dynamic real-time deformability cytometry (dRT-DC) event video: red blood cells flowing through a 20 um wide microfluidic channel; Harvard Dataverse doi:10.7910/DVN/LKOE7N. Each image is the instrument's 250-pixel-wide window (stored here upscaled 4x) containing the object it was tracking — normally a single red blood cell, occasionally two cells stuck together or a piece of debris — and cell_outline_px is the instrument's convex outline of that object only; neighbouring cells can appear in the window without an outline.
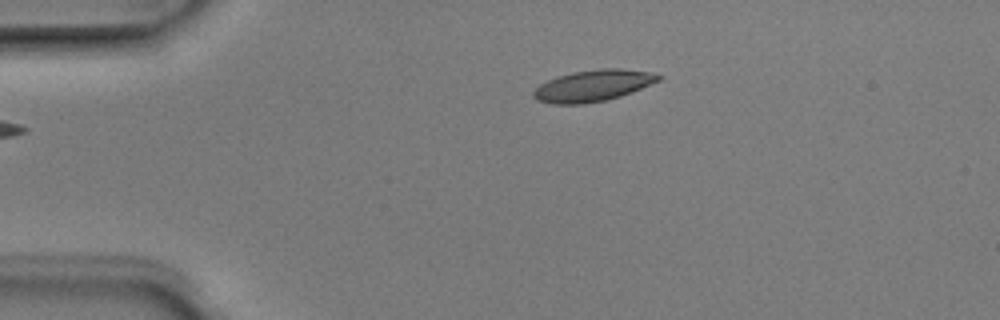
{"species": "Egyptian fruit bat (a non-hibernating species)", "species_latin": "Rousettus aegyptiacus", "temperature_condition": "room temperature", "stored_images_in_passage": 2, "camera_frame_rate_fps": 3000, "um_per_image_px": 0.085, "animal": {"sex": "male"}, "frame": {"image": 1, "passage_image": 2, "time_ms": 0.333, "image_size_px": [1000, 320], "cell_outline_px": [[664, 76], [660, 80], [620, 96], [604, 100], [584, 104], [552, 104], [536, 100], [532, 96], [532, 92], [540, 84], [556, 76], [572, 72], [600, 68], [620, 68], [652, 72]], "centroid_in_image_um": [50.38, 7.27], "position_along_channel_um": 34.6, "area_um2": 22.95}}